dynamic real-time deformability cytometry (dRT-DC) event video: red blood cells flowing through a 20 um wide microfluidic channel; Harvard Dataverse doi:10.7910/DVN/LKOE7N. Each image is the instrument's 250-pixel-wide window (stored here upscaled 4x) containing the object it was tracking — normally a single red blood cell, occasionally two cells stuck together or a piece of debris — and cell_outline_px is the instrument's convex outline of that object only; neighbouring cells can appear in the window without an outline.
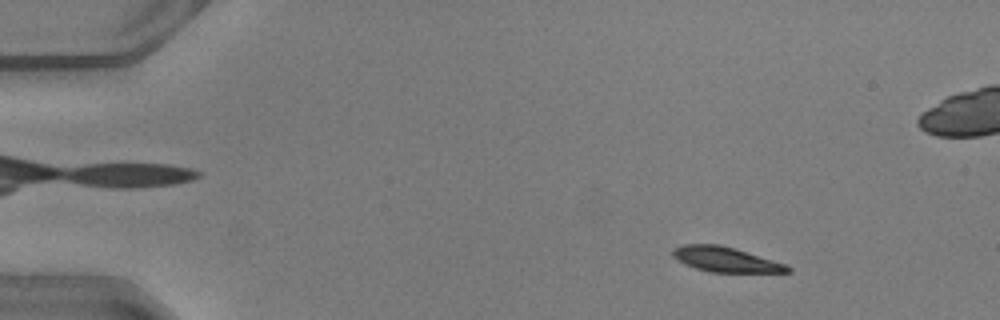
{"species": "common noctule bat (a hibernating species)", "species_latin": "Nyctalus noctula", "temperature_condition": "warm", "stored_images_in_passage": 51, "camera_frame_rate_fps": 3000, "um_per_image_px": 0.085, "animal": {"sex": "male", "body_mass_g": 20.5, "forearm_length_mm": 52.5}, "frame": {"image": 1, "passage_image": 7, "time_ms": 2.0, "image_size_px": [1000, 320], "cell_outline_px": [[792, 272], [708, 272], [684, 264], [672, 256], [672, 248], [684, 244], [720, 244], [736, 248], [784, 264], [792, 268]], "centroid_in_image_um": [61.63, 22.04], "position_along_channel_um": 23.4, "area_um2": 16.7}}
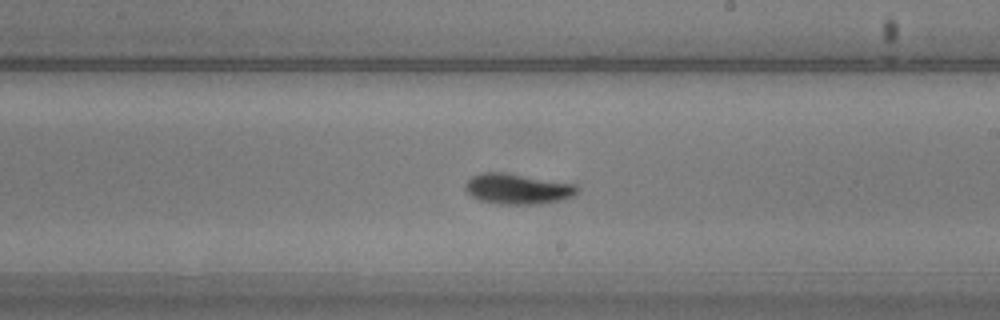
{"frame": {"image": 2, "passage_image": 30, "time_ms": 9.667, "image_size_px": [1000, 320], "cell_outline_px": [[580, 188], [572, 196], [564, 200], [540, 204], [500, 204], [480, 200], [472, 196], [464, 188], [464, 184], [472, 176], [480, 172], [504, 172], [576, 184]], "centroid_in_image_um": [44.0, 16.05], "position_along_channel_um": 245.0, "area_um2": 20.0}}
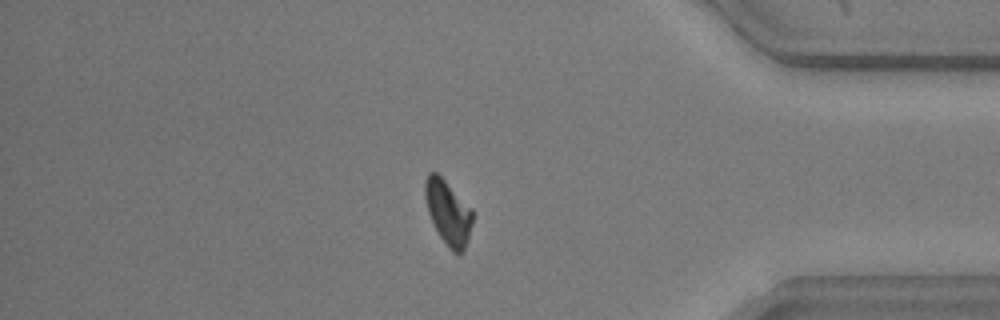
{"frame": {"image": 3, "passage_image": 43, "time_ms": 14.0, "image_size_px": [1000, 320], "cell_outline_px": [[472, 224], [464, 252], [460, 256], [456, 256], [448, 248], [440, 236], [428, 212], [424, 196], [424, 180], [428, 172], [436, 172], [472, 208]], "centroid_in_image_um": [38.08, 18.09], "position_along_channel_um": 397.1, "area_um2": 17.92}, "authors_computed_cell_mechanics": {"area_um2": 18.207, "velocity_mm_per_s": 4.0912, "shape_relaxation_time_tau1_ms": 2.799, "shape_relaxation_time_tau2_ms": null, "deformation_change_tau1": 0.152, "deformation_change_tau2": null}}